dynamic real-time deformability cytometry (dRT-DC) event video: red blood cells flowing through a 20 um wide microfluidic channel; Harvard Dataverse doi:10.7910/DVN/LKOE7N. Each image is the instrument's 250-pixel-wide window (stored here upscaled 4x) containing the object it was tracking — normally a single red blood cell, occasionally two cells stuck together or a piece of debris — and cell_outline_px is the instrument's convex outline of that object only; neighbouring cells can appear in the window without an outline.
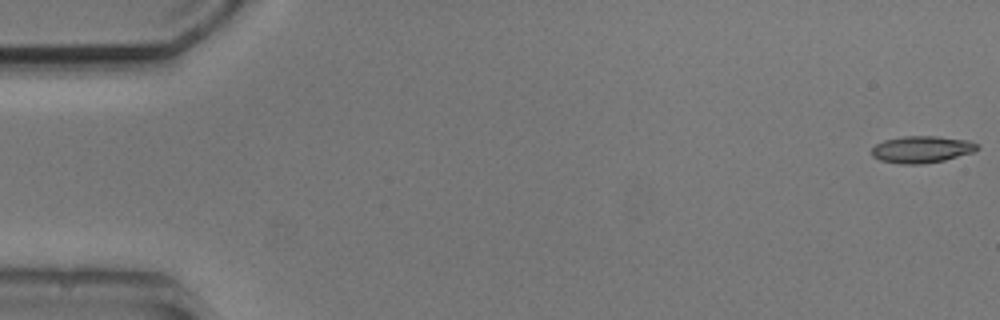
{"species": "common noctule bat (a hibernating species)", "species_latin": "Nyctalus noctula", "temperature_condition": "cold", "stored_images_in_passage": 4, "camera_frame_rate_fps": 3000, "um_per_image_px": 0.085, "animal": {"sex": "male", "body_mass_g": 20.5, "forearm_length_mm": 52.5}, "frame": {"image": 1, "passage_image": 4, "time_ms": 3.333, "image_size_px": [1000, 320], "cell_outline_px": [[980, 148], [972, 152], [944, 160], [924, 164], [900, 164], [880, 160], [872, 156], [872, 148], [876, 144], [884, 140], [904, 136], [936, 136], [968, 140], [980, 144]], "centroid_in_image_um": [78.36, 12.69], "position_along_channel_um": 6.6, "area_um2": 16.59}}